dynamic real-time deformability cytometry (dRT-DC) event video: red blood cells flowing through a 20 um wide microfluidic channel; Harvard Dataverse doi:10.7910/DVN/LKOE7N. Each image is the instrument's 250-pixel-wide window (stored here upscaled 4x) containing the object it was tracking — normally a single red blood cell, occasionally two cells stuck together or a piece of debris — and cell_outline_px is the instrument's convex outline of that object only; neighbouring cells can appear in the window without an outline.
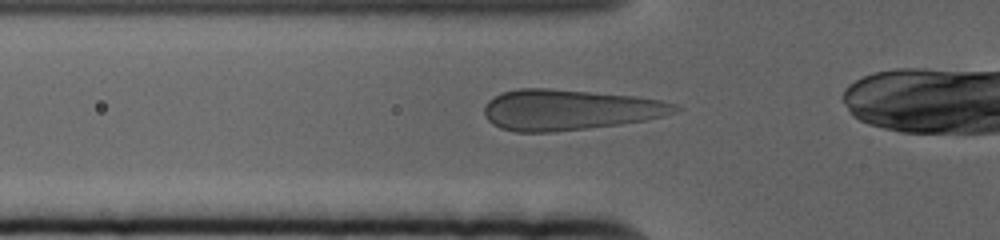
{"species": "human", "species_latin": "Homo sapiens", "temperature_condition": "cold", "stored_images_in_passage": 42, "camera_frame_rate_fps": 3000, "um_per_image_px": 0.085, "donor": {"sex": "female"}, "frame": {"image": 1, "passage_image": 10, "time_ms": 3.0, "image_size_px": [1000, 240], "cell_outline_px": [[684, 108], [676, 112], [664, 116], [644, 120], [620, 124], [588, 128], [552, 132], [516, 132], [500, 128], [492, 124], [488, 120], [484, 112], [484, 108], [488, 100], [504, 92], [520, 88], [548, 88], [636, 96], [660, 100], [676, 104]], "centroid_in_image_um": [48.42, 9.33], "position_along_channel_um": 77.4, "area_um2": 45.2}}
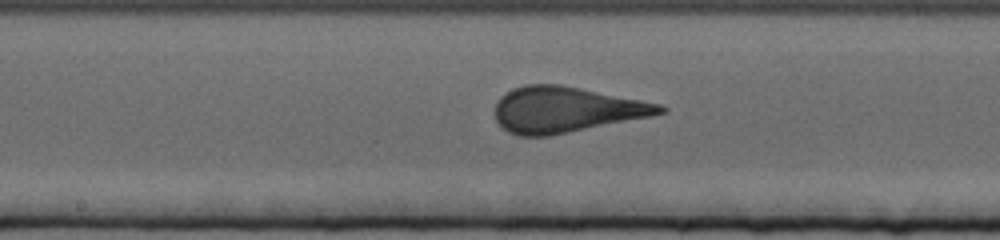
{"frame": {"image": 2, "passage_image": 21, "time_ms": 6.667, "image_size_px": [1000, 240], "cell_outline_px": [[668, 112], [652, 116], [548, 136], [520, 136], [508, 132], [496, 120], [496, 100], [504, 92], [512, 88], [524, 84], [560, 84], [660, 104], [668, 108]], "centroid_in_image_um": [48.08, 9.31], "position_along_channel_um": 200.1, "area_um2": 43.81}}
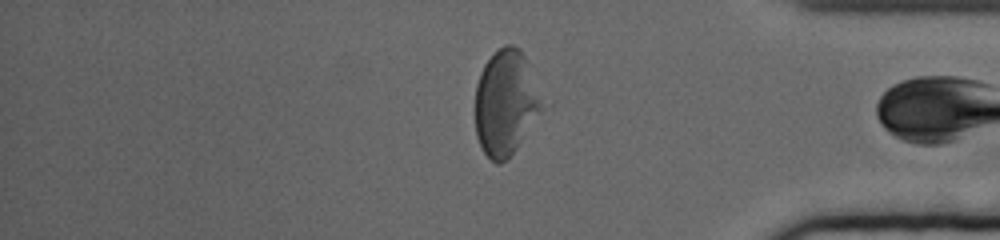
{"frame": {"image": 3, "passage_image": 40, "time_ms": 13.0, "image_size_px": [1000, 240], "cell_outline_px": [[544, 108], [508, 160], [500, 164], [496, 164], [484, 152], [476, 136], [476, 84], [480, 72], [484, 64], [504, 44], [512, 44], [520, 48], [528, 60], [544, 104]], "centroid_in_image_um": [43.0, 8.73], "position_along_channel_um": 392.2, "area_um2": 41.15}, "authors_computed_cell_mechanics": {"area_um2": 43.4945, "velocity_mm_per_s": 3.3338, "shape_relaxation_time_tau1_ms": 7.104, "shape_relaxation_time_tau2_ms": null, "deformation_change_tau1": 0.1821, "deformation_change_tau2": null}}